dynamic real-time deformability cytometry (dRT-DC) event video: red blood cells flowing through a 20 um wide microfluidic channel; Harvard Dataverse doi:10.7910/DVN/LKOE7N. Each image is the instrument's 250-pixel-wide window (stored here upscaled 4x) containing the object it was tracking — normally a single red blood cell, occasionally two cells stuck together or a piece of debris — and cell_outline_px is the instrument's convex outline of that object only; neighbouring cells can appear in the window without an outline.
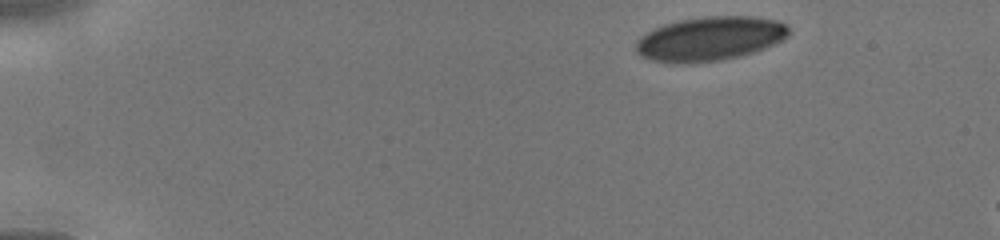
{"species": "human", "species_latin": "Homo sapiens", "temperature_condition": "cold", "stored_images_in_passage": 9, "camera_frame_rate_fps": 3000, "um_per_image_px": 0.085, "donor": {"sex": "male"}, "frame": {"image": 1, "passage_image": 1, "time_ms": 0.0, "image_size_px": [1000, 240], "cell_outline_px": [[788, 36], [764, 48], [740, 56], [720, 60], [688, 64], [652, 60], [640, 56], [636, 52], [636, 40], [640, 36], [652, 28], [664, 24], [680, 20], [704, 16], [752, 16], [776, 20], [784, 24], [788, 28]], "centroid_in_image_um": [60.28, 3.29], "position_along_channel_um": 24.7, "area_um2": 39.25}}